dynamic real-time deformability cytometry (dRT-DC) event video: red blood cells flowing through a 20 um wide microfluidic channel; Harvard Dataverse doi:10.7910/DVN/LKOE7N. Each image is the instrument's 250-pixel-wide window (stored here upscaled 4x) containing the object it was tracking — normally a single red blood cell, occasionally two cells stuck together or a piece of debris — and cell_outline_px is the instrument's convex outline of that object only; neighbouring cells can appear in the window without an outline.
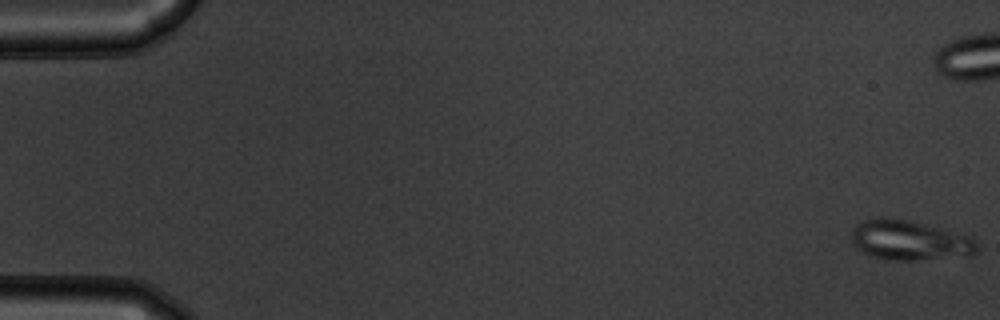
{"species": "common noctule bat (a hibernating species)", "species_latin": "Nyctalus noctula", "temperature_condition": "warm", "stored_images_in_passage": 55, "camera_frame_rate_fps": 3000, "um_per_image_px": 0.085, "animal": {"sex": "male", "body_mass_g": 19.5, "forearm_length_mm": 54.6}, "frame": {"image": 1, "passage_image": 1, "time_ms": 0.0, "image_size_px": [1000, 320], "cell_outline_px": [[976, 252], [972, 256], [916, 260], [888, 260], [872, 256], [856, 248], [852, 240], [852, 228], [856, 224], [864, 220], [880, 216], [888, 216], [908, 220], [944, 228], [972, 236], [976, 244]], "centroid_in_image_um": [77.32, 20.41], "position_along_channel_um": 7.7, "area_um2": 29.65}}